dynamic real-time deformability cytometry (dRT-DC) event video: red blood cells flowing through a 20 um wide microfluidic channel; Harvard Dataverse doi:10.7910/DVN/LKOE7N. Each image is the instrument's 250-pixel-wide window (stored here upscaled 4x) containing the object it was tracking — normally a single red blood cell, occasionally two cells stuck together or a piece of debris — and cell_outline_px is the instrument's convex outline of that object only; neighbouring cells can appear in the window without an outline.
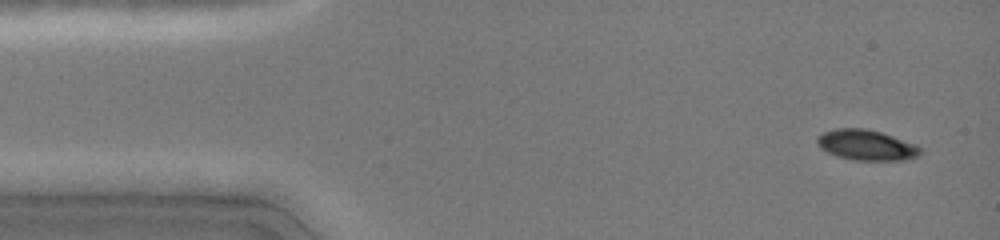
{"species": "common noctule bat (a hibernating species)", "species_latin": "Nyctalus noctula", "temperature_condition": "cold", "stored_images_in_passage": 12, "camera_frame_rate_fps": 3000, "um_per_image_px": 0.085, "animal": {"sex": "female", "body_mass_g": 19.0, "forearm_length_mm": 51.5}, "frame": {"image": 1, "passage_image": 2, "time_ms": 0.333, "image_size_px": [1000, 240], "cell_outline_px": [[920, 152], [916, 156], [900, 160], [852, 160], [836, 156], [820, 148], [816, 144], [816, 140], [824, 132], [836, 128], [864, 128], [880, 132], [916, 144], [920, 148]], "centroid_in_image_um": [73.59, 12.33], "position_along_channel_um": 11.4, "area_um2": 18.09}}
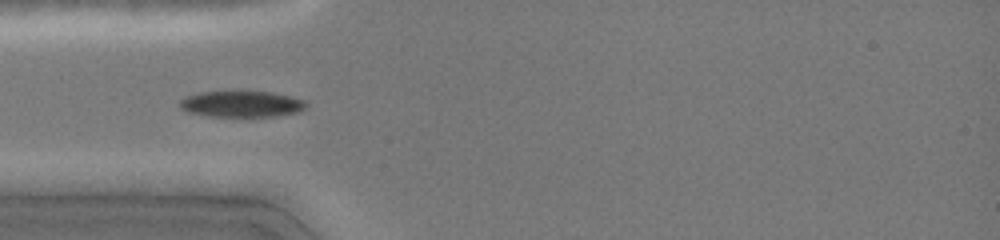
{"frame": {"image": 2, "passage_image": 11, "time_ms": 4.0, "image_size_px": [1000, 240], "cell_outline_px": [[308, 104], [300, 112], [276, 116], [208, 116], [188, 112], [180, 108], [180, 100], [196, 92], [232, 88], [272, 92], [292, 96], [308, 100]], "centroid_in_image_um": [20.55, 8.78], "position_along_channel_um": 64.4, "area_um2": 20.4}}